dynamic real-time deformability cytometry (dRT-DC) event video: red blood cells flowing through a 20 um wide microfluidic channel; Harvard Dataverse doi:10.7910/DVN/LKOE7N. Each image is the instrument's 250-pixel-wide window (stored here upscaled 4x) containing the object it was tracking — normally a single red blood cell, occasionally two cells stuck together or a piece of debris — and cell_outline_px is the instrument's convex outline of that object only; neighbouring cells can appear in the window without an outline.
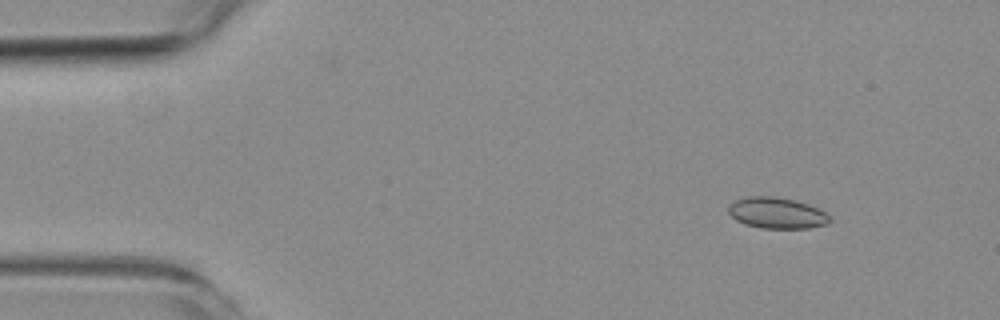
{"species": "common noctule bat (a hibernating species)", "species_latin": "Nyctalus noctula", "temperature_condition": "room temperature", "stored_images_in_passage": 4, "camera_frame_rate_fps": 3000, "um_per_image_px": 0.085, "animal": {"sex": "female", "body_mass_g": 19.3, "forearm_length_mm": 54.1}, "frame": {"image": 1, "passage_image": 2, "time_ms": 1.333, "image_size_px": [1000, 320], "cell_outline_px": [[832, 220], [828, 224], [808, 228], [760, 228], [744, 224], [736, 220], [728, 212], [728, 204], [736, 200], [748, 196], [772, 196], [796, 200], [808, 204], [824, 212]], "centroid_in_image_um": [66.01, 18.1], "position_along_channel_um": 19.0, "area_um2": 18.38}}
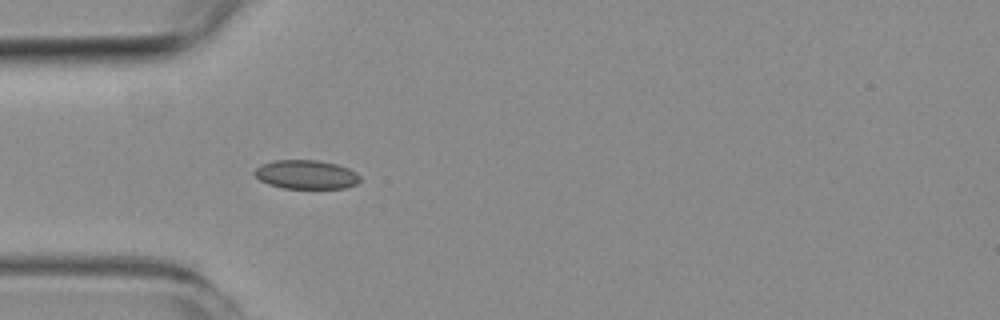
{"frame": {"image": 2, "passage_image": 4, "time_ms": 4.667, "image_size_px": [1000, 320], "cell_outline_px": [[360, 180], [356, 184], [344, 188], [284, 188], [268, 184], [260, 180], [252, 172], [260, 164], [276, 160], [316, 160], [336, 164], [348, 168], [356, 172], [360, 176]], "centroid_in_image_um": [26.01, 14.83], "position_along_channel_um": 59.0, "area_um2": 17.74}}